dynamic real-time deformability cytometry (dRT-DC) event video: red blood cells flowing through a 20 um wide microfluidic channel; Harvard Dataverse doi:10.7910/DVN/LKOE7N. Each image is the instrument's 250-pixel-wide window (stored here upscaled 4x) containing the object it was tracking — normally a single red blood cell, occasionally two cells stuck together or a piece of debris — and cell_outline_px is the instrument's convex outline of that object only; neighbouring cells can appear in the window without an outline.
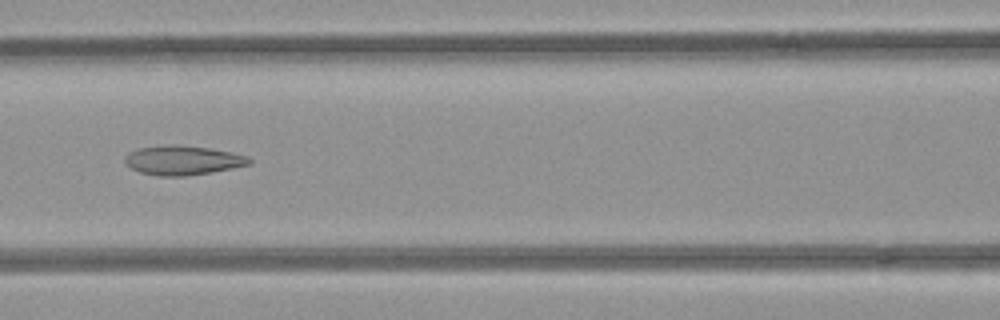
{"species": "common noctule bat (a hibernating species)", "species_latin": "Nyctalus noctula", "temperature_condition": "room temperature", "stored_images_in_passage": 6, "camera_frame_rate_fps": 3000, "um_per_image_px": 0.085, "animal": {"sex": "female", "body_mass_g": 21.9}, "frame": {"image": 1, "passage_image": 6, "time_ms": 1.667, "image_size_px": [1000, 320], "cell_outline_px": [[252, 160], [248, 164], [232, 168], [212, 172], [184, 176], [160, 176], [140, 172], [124, 164], [124, 156], [128, 152], [140, 148], [208, 148], [248, 156]], "centroid_in_image_um": [15.52, 13.68], "position_along_channel_um": 151.1, "area_um2": 20.06}}